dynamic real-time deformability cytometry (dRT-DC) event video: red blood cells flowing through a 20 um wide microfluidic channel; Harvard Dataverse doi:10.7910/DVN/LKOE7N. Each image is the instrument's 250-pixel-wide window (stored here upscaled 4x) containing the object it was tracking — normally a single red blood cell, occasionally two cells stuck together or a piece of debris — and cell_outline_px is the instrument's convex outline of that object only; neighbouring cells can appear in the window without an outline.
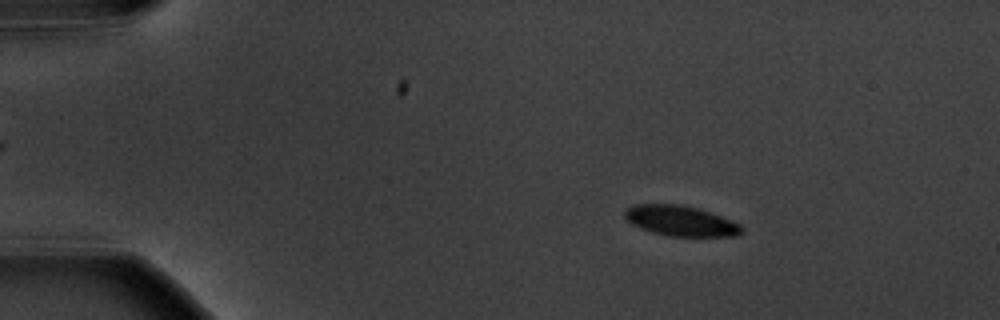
{"species": "common noctule bat (a hibernating species)", "species_latin": "Nyctalus noctula", "temperature_condition": "warm", "stored_images_in_passage": 5, "camera_frame_rate_fps": 3000, "um_per_image_px": 0.085, "animal": {"sex": "male", "body_mass_g": 20.1, "forearm_length_mm": 53.5}, "frame": {"image": 1, "passage_image": 3, "time_ms": 2.333, "image_size_px": [1000, 320], "cell_outline_px": [[744, 232], [740, 236], [668, 236], [652, 232], [640, 228], [632, 224], [624, 216], [624, 212], [628, 208], [636, 204], [680, 204], [696, 208], [720, 216], [740, 224], [744, 228]], "centroid_in_image_um": [57.88, 18.78], "position_along_channel_um": 27.1, "area_um2": 20.58}}